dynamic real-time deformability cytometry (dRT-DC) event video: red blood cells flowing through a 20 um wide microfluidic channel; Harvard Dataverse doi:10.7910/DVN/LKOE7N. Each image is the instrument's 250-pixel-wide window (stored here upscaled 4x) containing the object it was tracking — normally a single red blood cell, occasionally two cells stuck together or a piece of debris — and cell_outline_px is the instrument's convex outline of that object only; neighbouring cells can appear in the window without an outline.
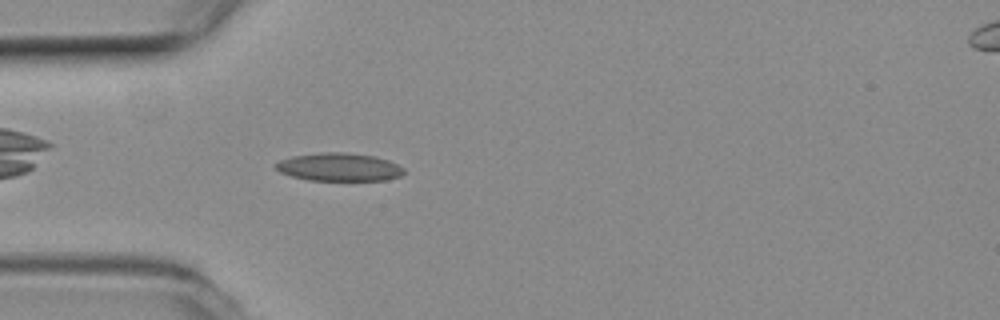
{"species": "common noctule bat (a hibernating species)", "species_latin": "Nyctalus noctula", "temperature_condition": "room temperature", "stored_images_in_passage": 44, "camera_frame_rate_fps": 3000, "um_per_image_px": 0.085, "animal": {"sex": "female", "body_mass_g": 19.3, "forearm_length_mm": 54.1}, "frame": {"image": 1, "passage_image": 4, "time_ms": 1.0, "image_size_px": [1000, 320], "cell_outline_px": [[404, 172], [400, 176], [384, 180], [308, 180], [292, 176], [280, 172], [272, 164], [280, 160], [292, 156], [320, 152], [344, 152], [376, 156], [388, 160], [404, 168]], "centroid_in_image_um": [28.8, 14.19], "position_along_channel_um": 56.2, "area_um2": 20.98}}
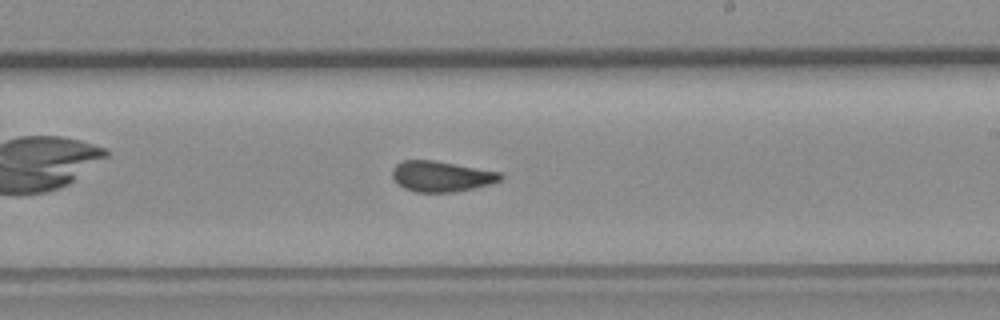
{"frame": {"image": 2, "passage_image": 20, "time_ms": 6.333, "image_size_px": [1000, 320], "cell_outline_px": [[504, 176], [500, 180], [492, 184], [456, 192], [416, 192], [404, 188], [392, 176], [392, 168], [400, 160], [432, 160], [500, 172]], "centroid_in_image_um": [37.52, 14.99], "position_along_channel_um": 251.5, "area_um2": 19.25}}
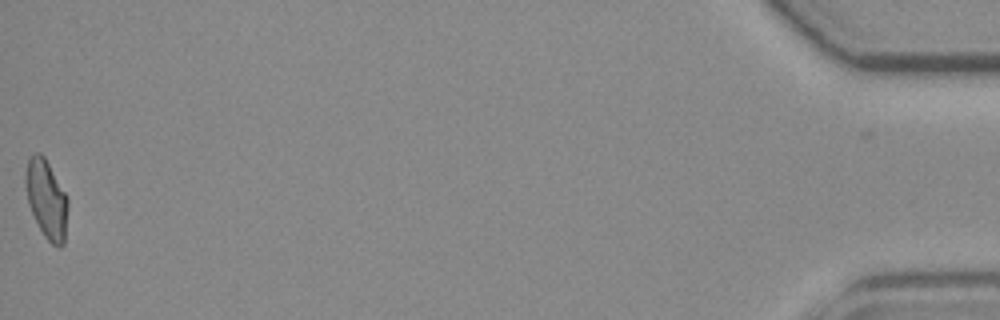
{"frame": {"image": 3, "passage_image": 43, "time_ms": 14.0, "image_size_px": [1000, 320], "cell_outline_px": [[68, 208], [64, 244], [60, 248], [56, 248], [44, 236], [28, 204], [24, 180], [24, 176], [28, 160], [36, 152], [40, 152], [44, 156], [64, 192], [68, 200]], "centroid_in_image_um": [3.95, 16.96], "position_along_channel_um": 431.3, "area_um2": 19.25}, "authors_computed_cell_mechanics": {"area_um2": 19.4497, "velocity_mm_per_s": 3.7435, "shape_relaxation_time_tau1_ms": null, "shape_relaxation_time_tau2_ms": 2.1608, "deformation_change_tau1": null, "deformation_change_tau2": 0.0826}}